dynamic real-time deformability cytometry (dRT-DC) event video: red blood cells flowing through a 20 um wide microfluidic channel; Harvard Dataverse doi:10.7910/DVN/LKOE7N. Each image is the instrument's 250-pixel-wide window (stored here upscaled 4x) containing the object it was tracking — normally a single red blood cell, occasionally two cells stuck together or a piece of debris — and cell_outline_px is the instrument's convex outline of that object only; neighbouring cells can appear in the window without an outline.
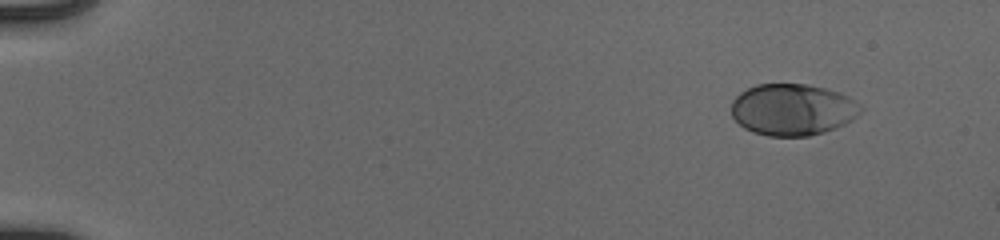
{"species": "human", "species_latin": "Homo sapiens", "temperature_condition": "cold", "stored_images_in_passage": 50, "camera_frame_rate_fps": 3000, "um_per_image_px": 0.085, "donor": {"sex": "male"}, "frame": {"image": 1, "passage_image": 1, "time_ms": 0.0, "image_size_px": [1000, 240], "cell_outline_px": [[864, 108], [852, 120], [836, 128], [824, 132], [808, 136], [768, 136], [752, 132], [744, 128], [732, 116], [732, 100], [740, 92], [756, 84], [808, 84], [840, 92], [848, 96], [860, 104]], "centroid_in_image_um": [67.38, 9.31], "position_along_channel_um": 17.6, "area_um2": 39.07}}
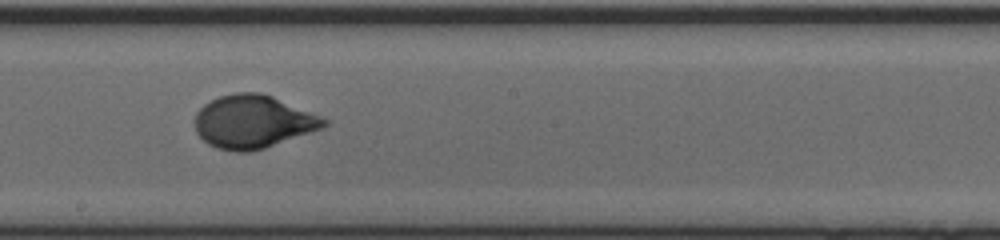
{"frame": {"image": 2, "passage_image": 28, "time_ms": 9.0, "image_size_px": [1000, 240], "cell_outline_px": [[328, 124], [324, 128], [264, 148], [248, 152], [236, 152], [216, 148], [208, 144], [196, 132], [196, 112], [204, 104], [220, 96], [236, 92], [260, 92], [272, 96], [320, 116], [328, 120]], "centroid_in_image_um": [21.51, 10.35], "position_along_channel_um": 226.7, "area_um2": 39.71}}
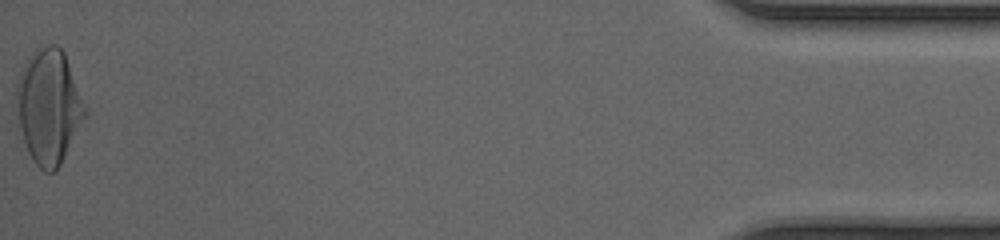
{"frame": {"image": 3, "passage_image": 50, "time_ms": 16.333, "image_size_px": [1000, 240], "cell_outline_px": [[88, 116], [60, 164], [52, 172], [44, 172], [32, 160], [28, 152], [20, 128], [16, 92], [16, 84], [20, 72], [32, 52], [40, 44], [56, 44], [64, 52], [88, 108]], "centroid_in_image_um": [4.19, 9.02], "position_along_channel_um": 431.0, "area_um2": 46.01}, "authors_computed_cell_mechanics": {"area_um2": 38.8705, "velocity_mm_per_s": 3.9377, "shape_relaxation_time_tau1_ms": 3.4916, "shape_relaxation_time_tau2_ms": null, "deformation_change_tau1": 0.1932, "deformation_change_tau2": null}}